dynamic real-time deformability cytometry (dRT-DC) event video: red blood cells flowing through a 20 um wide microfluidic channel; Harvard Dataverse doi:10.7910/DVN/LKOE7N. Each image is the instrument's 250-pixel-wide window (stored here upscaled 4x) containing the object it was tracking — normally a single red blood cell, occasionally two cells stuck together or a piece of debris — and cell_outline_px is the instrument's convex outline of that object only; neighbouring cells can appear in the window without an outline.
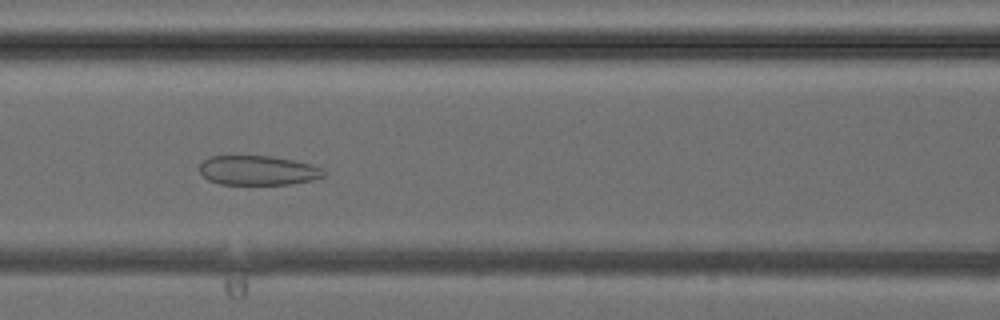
{"species": "common noctule bat (a hibernating species)", "species_latin": "Nyctalus noctula", "temperature_condition": "cold", "stored_images_in_passage": 41, "camera_frame_rate_fps": 3000, "um_per_image_px": 0.085, "animal": {"sex": "female", "body_mass_g": 24.6, "forearm_length_mm": 56.2}, "frame": {"image": 1, "passage_image": 18, "time_ms": 5.667, "image_size_px": [1000, 320], "cell_outline_px": [[324, 176], [312, 180], [288, 184], [220, 184], [208, 180], [200, 172], [200, 164], [204, 160], [212, 156], [272, 156], [292, 160], [308, 164], [320, 168], [324, 172]], "centroid_in_image_um": [21.89, 14.48], "position_along_channel_um": 144.7, "area_um2": 21.04}}
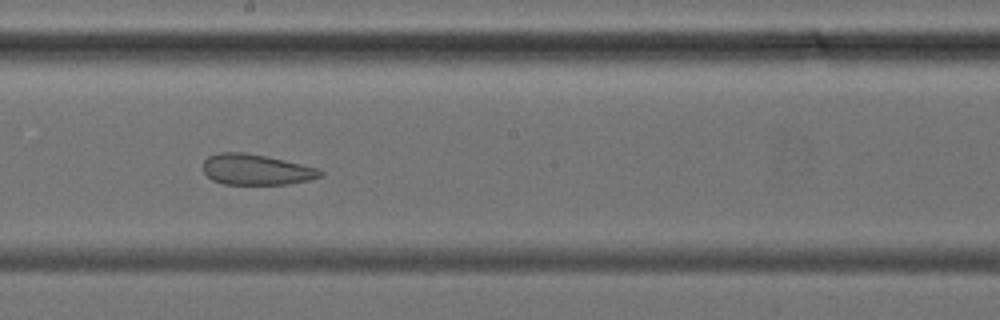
{"frame": {"image": 2, "passage_image": 23, "time_ms": 7.333, "image_size_px": [1000, 320], "cell_outline_px": [[324, 172], [320, 176], [308, 180], [288, 184], [224, 184], [212, 180], [204, 172], [204, 160], [208, 156], [220, 152], [244, 152], [284, 160], [320, 168]], "centroid_in_image_um": [21.78, 14.41], "position_along_channel_um": 226.4, "area_um2": 20.87}}
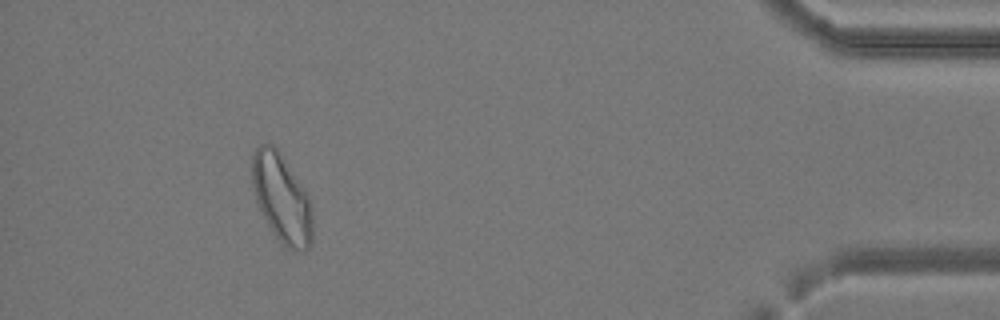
{"frame": {"image": 3, "passage_image": 38, "time_ms": 12.333, "image_size_px": [1000, 320], "cell_outline_px": [[312, 244], [304, 252], [288, 248], [272, 232], [256, 200], [252, 184], [252, 156], [256, 148], [260, 144], [272, 144], [280, 152], [308, 196], [312, 208]], "centroid_in_image_um": [23.95, 16.87], "position_along_channel_um": 411.2, "area_um2": 30.81}}